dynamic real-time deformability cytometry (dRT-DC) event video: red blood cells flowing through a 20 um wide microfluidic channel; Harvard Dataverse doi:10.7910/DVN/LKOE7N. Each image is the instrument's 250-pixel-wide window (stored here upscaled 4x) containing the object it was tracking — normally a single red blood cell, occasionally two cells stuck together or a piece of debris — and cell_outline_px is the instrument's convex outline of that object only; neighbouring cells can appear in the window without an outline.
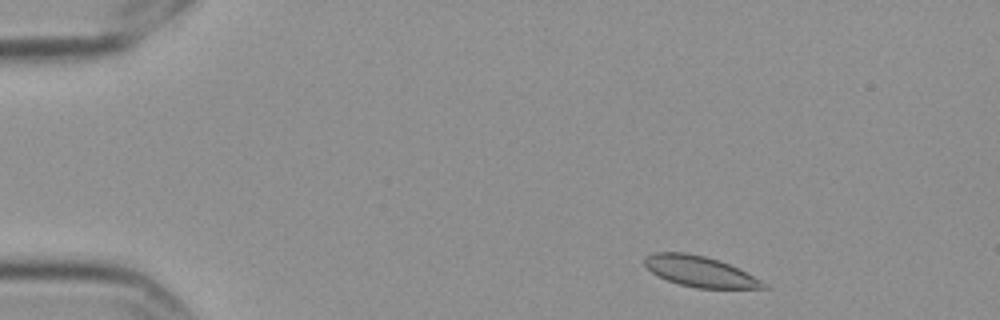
{"species": "Egyptian fruit bat (a non-hibernating species)", "species_latin": "Rousettus aegyptiacus", "temperature_condition": "cold", "stored_images_in_passage": 53, "camera_frame_rate_fps": 3000, "um_per_image_px": 0.085, "frame": {"image": 1, "passage_image": 3, "time_ms": 0.667, "image_size_px": [1000, 320], "cell_outline_px": [[772, 288], [696, 288], [680, 284], [668, 280], [652, 272], [644, 264], [644, 256], [652, 252], [684, 252], [704, 256], [720, 260], [768, 284]], "centroid_in_image_um": [59.47, 23.06], "position_along_channel_um": 25.5, "area_um2": 20.98}}
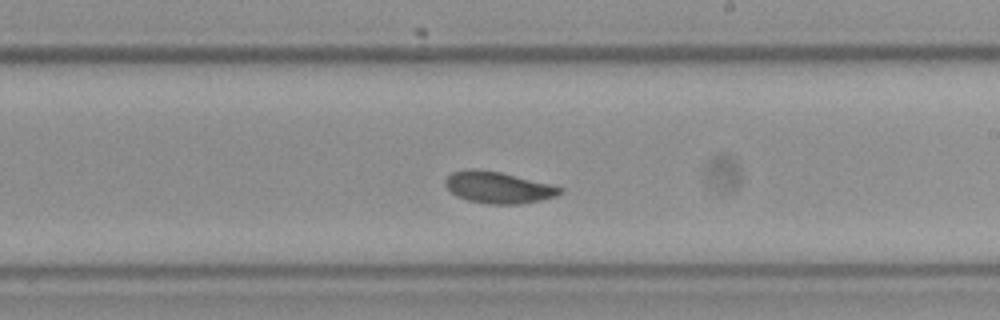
{"frame": {"image": 2, "passage_image": 29, "time_ms": 9.333, "image_size_px": [1000, 320], "cell_outline_px": [[564, 192], [556, 196], [540, 200], [520, 204], [488, 204], [468, 200], [456, 196], [444, 184], [444, 180], [452, 172], [500, 172], [556, 184], [564, 188]], "centroid_in_image_um": [42.48, 15.97], "position_along_channel_um": 246.5, "area_um2": 20.69}}
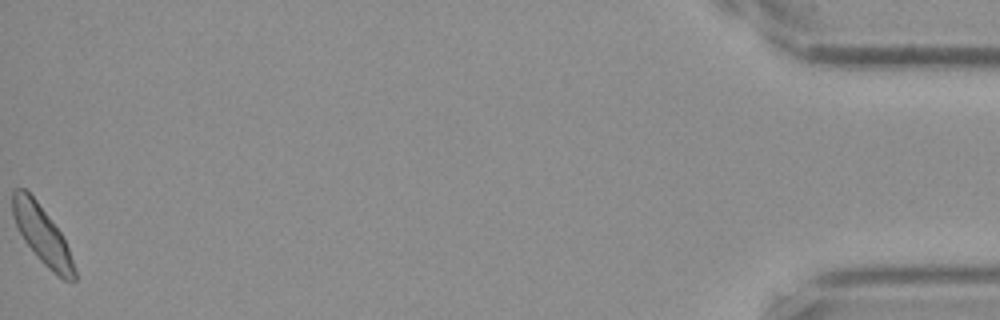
{"frame": {"image": 3, "passage_image": 53, "time_ms": 17.333, "image_size_px": [1000, 320], "cell_outline_px": [[76, 280], [64, 280], [52, 272], [36, 256], [24, 240], [12, 216], [12, 192], [16, 188], [24, 188], [36, 200], [60, 232], [68, 248], [76, 272]], "centroid_in_image_um": [3.56, 19.96], "position_along_channel_um": 431.6, "area_um2": 20.46}, "authors_computed_cell_mechanics": {"area_um2": 20.9814, "velocity_mm_per_s": 3.4779, "shape_relaxation_time_tau1_ms": 5.3817, "shape_relaxation_time_tau2_ms": null, "deformation_change_tau1": 0.1106, "deformation_change_tau2": null}}